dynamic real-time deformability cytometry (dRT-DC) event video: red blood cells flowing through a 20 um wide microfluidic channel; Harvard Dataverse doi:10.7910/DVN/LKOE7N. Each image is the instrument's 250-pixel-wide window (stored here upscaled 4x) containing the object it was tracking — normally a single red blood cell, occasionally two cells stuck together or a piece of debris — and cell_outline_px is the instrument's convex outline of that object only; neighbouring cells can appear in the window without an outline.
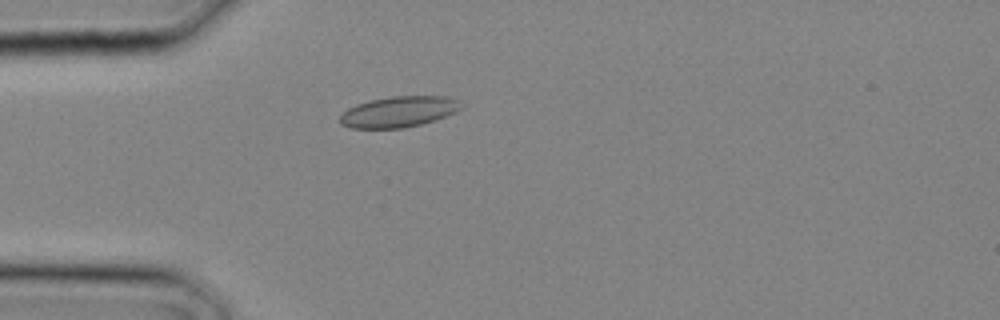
{"species": "common noctule bat (a hibernating species)", "species_latin": "Nyctalus noctula", "temperature_condition": "cold", "stored_images_in_passage": 16, "camera_frame_rate_fps": 3000, "um_per_image_px": 0.085, "animal": {"sex": "male", "body_mass_g": 20.4}, "frame": {"image": 1, "passage_image": 8, "time_ms": 2.333, "image_size_px": [1000, 320], "cell_outline_px": [[464, 108], [456, 112], [436, 120], [404, 128], [352, 128], [340, 124], [340, 116], [348, 108], [356, 104], [368, 100], [392, 96], [448, 96], [464, 104]], "centroid_in_image_um": [33.93, 9.49], "position_along_channel_um": 51.1, "area_um2": 21.96}}
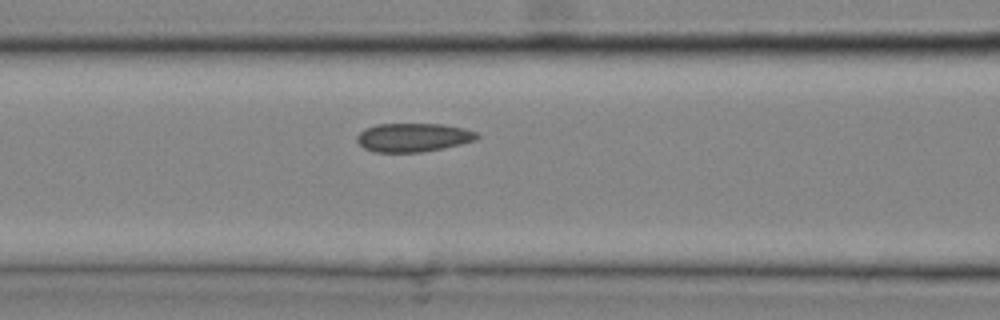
{"frame": {"image": 2, "passage_image": 12, "time_ms": 3.667, "image_size_px": [1000, 320], "cell_outline_px": [[480, 136], [476, 140], [444, 148], [420, 152], [376, 152], [364, 148], [356, 140], [356, 136], [364, 128], [376, 124], [444, 124], [464, 128], [476, 132]], "centroid_in_image_um": [35.12, 11.67], "position_along_channel_um": 131.5, "area_um2": 20.11}}
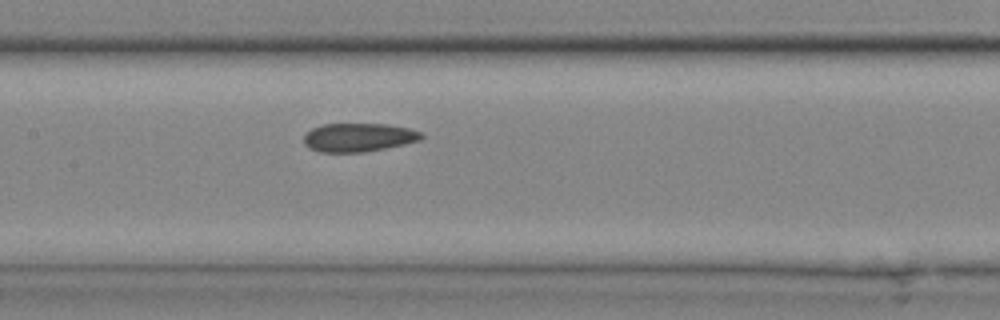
{"frame": {"image": 3, "passage_image": 14, "time_ms": 4.333, "image_size_px": [1000, 320], "cell_outline_px": [[424, 136], [420, 140], [404, 144], [364, 152], [320, 152], [308, 148], [304, 144], [304, 136], [312, 128], [324, 124], [388, 124], [408, 128], [420, 132]], "centroid_in_image_um": [30.46, 11.68], "position_along_channel_um": 176.9, "area_um2": 19.48}}